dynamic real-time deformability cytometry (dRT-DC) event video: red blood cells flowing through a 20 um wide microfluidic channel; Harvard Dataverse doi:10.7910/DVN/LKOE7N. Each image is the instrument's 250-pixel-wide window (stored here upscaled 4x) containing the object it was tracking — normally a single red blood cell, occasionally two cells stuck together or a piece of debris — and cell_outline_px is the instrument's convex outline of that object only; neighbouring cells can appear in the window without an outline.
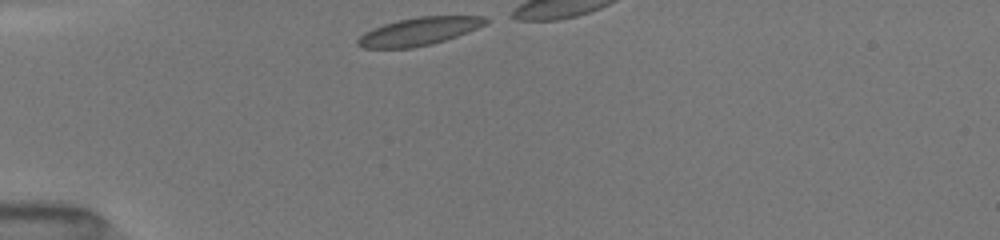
{"species": "common noctule bat (a hibernating species)", "species_latin": "Nyctalus noctula", "temperature_condition": "room temperature", "stored_images_in_passage": 9, "camera_frame_rate_fps": 3000, "um_per_image_px": 0.085, "animal": {"sex": "female", "body_mass_g": 19.5, "forearm_length_mm": 54.1}, "frame": {"image": 1, "passage_image": 1, "time_ms": 0.0, "image_size_px": [1000, 240], "cell_outline_px": [[488, 24], [456, 36], [432, 44], [412, 48], [364, 48], [356, 44], [356, 40], [364, 32], [372, 28], [384, 24], [400, 20], [420, 16], [484, 16], [488, 20]], "centroid_in_image_um": [35.6, 2.67], "position_along_channel_um": 49.4, "area_um2": 20.69}}
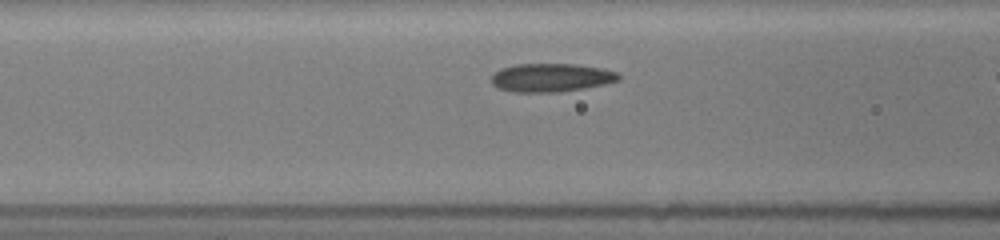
{"frame": {"image": 2, "passage_image": 8, "time_ms": 2.333, "image_size_px": [1000, 240], "cell_outline_px": [[620, 80], [604, 84], [584, 88], [556, 92], [512, 92], [496, 88], [492, 84], [492, 76], [500, 68], [516, 64], [576, 64], [604, 68], [616, 72], [620, 76]], "centroid_in_image_um": [46.84, 6.59], "position_along_channel_um": 119.8, "area_um2": 21.15}}